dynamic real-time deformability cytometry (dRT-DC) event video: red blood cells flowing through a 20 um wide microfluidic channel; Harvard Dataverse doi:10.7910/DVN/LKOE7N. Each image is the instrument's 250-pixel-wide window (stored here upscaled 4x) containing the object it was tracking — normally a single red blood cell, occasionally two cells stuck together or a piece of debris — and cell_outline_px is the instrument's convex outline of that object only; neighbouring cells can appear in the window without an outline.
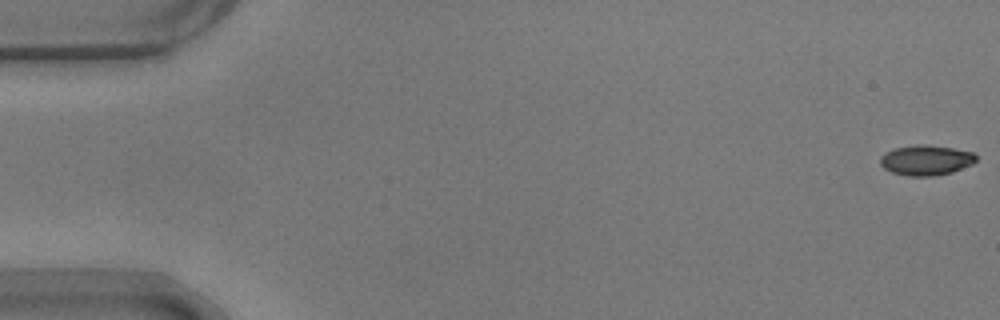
{"species": "common noctule bat (a hibernating species)", "species_latin": "Nyctalus noctula", "temperature_condition": "warm", "stored_images_in_passage": 55, "camera_frame_rate_fps": 3000, "um_per_image_px": 0.085, "animal": {"sex": "male", "body_mass_g": 17.9}, "frame": {"image": 1, "passage_image": 1, "time_ms": 0.0, "image_size_px": [1000, 320], "cell_outline_px": [[976, 160], [972, 164], [952, 172], [936, 176], [908, 176], [892, 172], [884, 168], [880, 164], [880, 156], [884, 152], [892, 148], [916, 144], [924, 144], [952, 148], [972, 152], [976, 156]], "centroid_in_image_um": [78.67, 13.61], "position_along_channel_um": 6.3, "area_um2": 16.99}}
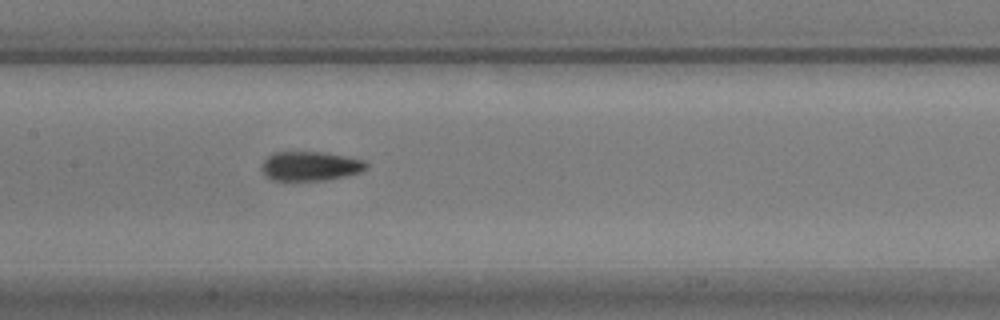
{"frame": {"image": 2, "passage_image": 27, "time_ms": 8.667, "image_size_px": [1000, 320], "cell_outline_px": [[368, 168], [360, 172], [344, 176], [324, 180], [272, 180], [260, 168], [260, 164], [272, 152], [324, 152], [364, 160], [368, 164]], "centroid_in_image_um": [26.36, 14.11], "position_along_channel_um": 181.0, "area_um2": 17.8}}
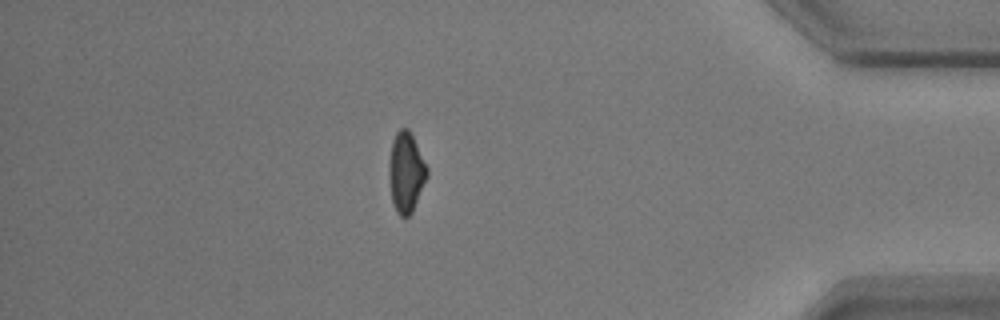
{"frame": {"image": 3, "passage_image": 48, "time_ms": 15.667, "image_size_px": [1000, 320], "cell_outline_px": [[428, 176], [412, 212], [408, 216], [400, 216], [396, 212], [392, 204], [388, 176], [388, 160], [392, 140], [396, 132], [400, 128], [408, 128], [428, 168]], "centroid_in_image_um": [34.48, 14.65], "position_along_channel_um": 400.7, "area_um2": 17.98}, "authors_computed_cell_mechanics": {"area_um2": 17.6868, "velocity_mm_per_s": 3.6955, "shape_relaxation_time_tau1_ms": 5.1407, "shape_relaxation_time_tau2_ms": 2.1259, "deformation_change_tau1": 0.1625, "deformation_change_tau2": 0.0841}}